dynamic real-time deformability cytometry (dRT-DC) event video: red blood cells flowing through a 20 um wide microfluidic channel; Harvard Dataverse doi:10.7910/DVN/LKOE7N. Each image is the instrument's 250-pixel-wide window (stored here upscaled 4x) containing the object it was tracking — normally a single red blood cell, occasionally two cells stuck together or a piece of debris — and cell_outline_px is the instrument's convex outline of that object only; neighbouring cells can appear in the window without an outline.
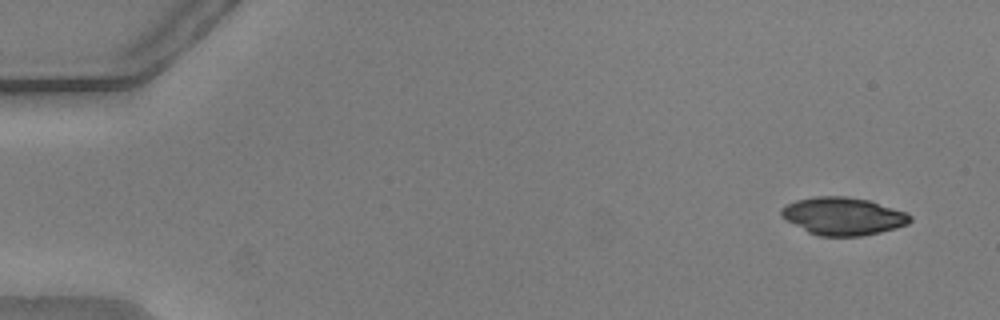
{"species": "common noctule bat (a hibernating species)", "species_latin": "Nyctalus noctula", "temperature_condition": "warm", "stored_images_in_passage": 54, "camera_frame_rate_fps": 3000, "um_per_image_px": 0.085, "animal": {"sex": "male", "body_mass_g": 20.5, "forearm_length_mm": 52.5}, "frame": {"image": 1, "passage_image": 4, "time_ms": 1.0, "image_size_px": [1000, 320], "cell_outline_px": [[912, 220], [908, 224], [896, 228], [880, 232], [860, 236], [820, 236], [808, 232], [780, 216], [780, 208], [796, 200], [816, 196], [848, 196], [868, 200], [908, 212], [912, 216]], "centroid_in_image_um": [71.68, 18.37], "position_along_channel_um": 13.3, "area_um2": 28.38}}